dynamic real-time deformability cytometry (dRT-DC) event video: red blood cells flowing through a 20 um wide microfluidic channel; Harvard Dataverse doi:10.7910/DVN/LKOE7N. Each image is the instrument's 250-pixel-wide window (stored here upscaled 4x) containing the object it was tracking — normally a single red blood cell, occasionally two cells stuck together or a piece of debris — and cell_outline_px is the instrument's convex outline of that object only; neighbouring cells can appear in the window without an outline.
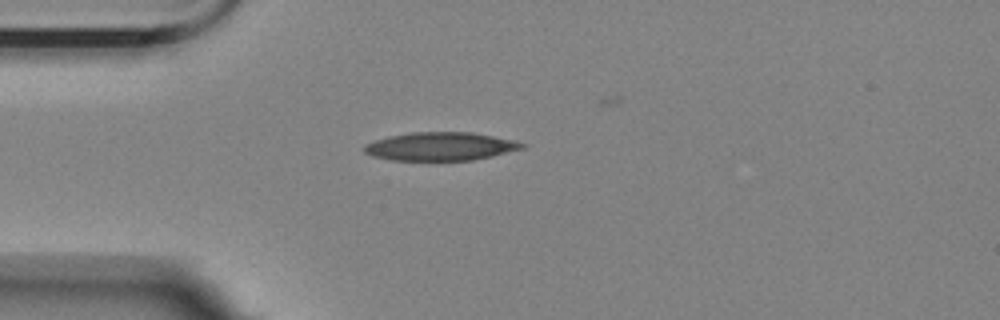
{"species": "Egyptian fruit bat (a non-hibernating species)", "species_latin": "Rousettus aegyptiacus", "temperature_condition": "room temperature", "stored_images_in_passage": 36, "camera_frame_rate_fps": 3000, "um_per_image_px": 0.085, "animal": {"sex": "female"}, "frame": {"image": 1, "passage_image": 1, "time_ms": 0.0, "image_size_px": [1000, 320], "cell_outline_px": [[524, 148], [492, 156], [472, 160], [392, 160], [372, 156], [364, 152], [364, 144], [388, 136], [412, 132], [472, 132], [512, 140], [524, 144]], "centroid_in_image_um": [37.4, 12.44], "position_along_channel_um": 47.6, "area_um2": 25.84}}
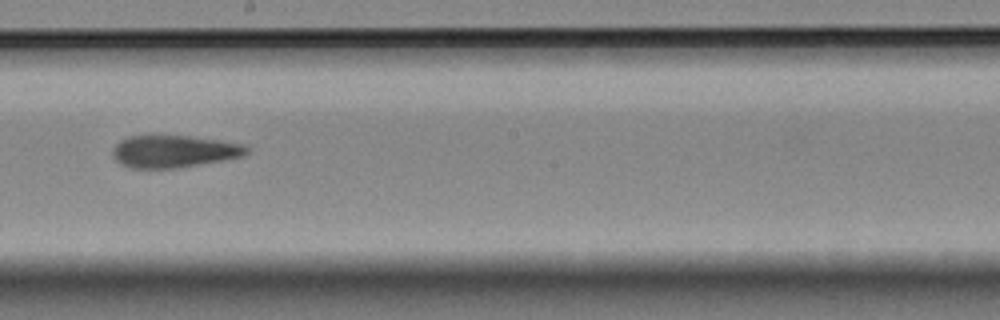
{"frame": {"image": 2, "passage_image": 18, "time_ms": 5.667, "image_size_px": [1000, 320], "cell_outline_px": [[248, 152], [244, 156], [172, 168], [132, 168], [120, 164], [112, 156], [112, 148], [120, 140], [128, 136], [188, 136], [220, 140], [244, 144], [248, 148]], "centroid_in_image_um": [14.74, 12.86], "position_along_channel_um": 233.5, "area_um2": 24.91}}
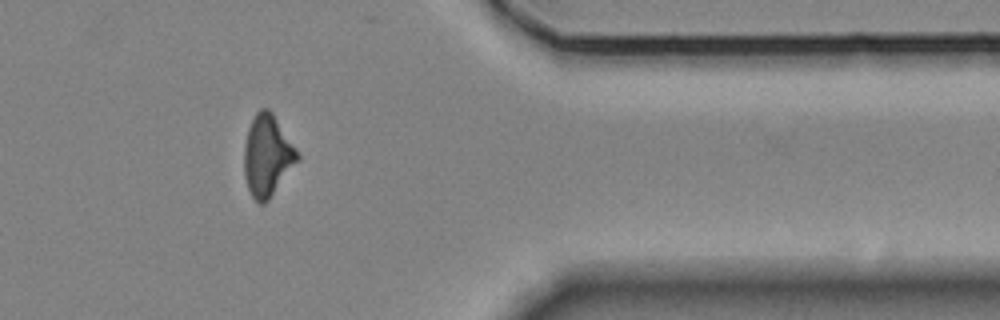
{"frame": {"image": 3, "passage_image": 33, "time_ms": 10.667, "image_size_px": [1000, 320], "cell_outline_px": [[300, 160], [268, 200], [264, 204], [260, 204], [252, 196], [248, 188], [244, 176], [244, 144], [248, 128], [256, 112], [260, 108], [268, 108], [272, 112], [300, 152]], "centroid_in_image_um": [22.74, 13.22], "position_along_channel_um": 388.7, "area_um2": 25.55}, "authors_computed_cell_mechanics": {"area_um2": 25.721, "velocity_mm_per_s": 3.4836, "shape_relaxation_time_tau1_ms": 11.1122, "shape_relaxation_time_tau2_ms": 4.5277, "deformation_change_tau1": 0.2427, "deformation_change_tau2": 0.1437}}